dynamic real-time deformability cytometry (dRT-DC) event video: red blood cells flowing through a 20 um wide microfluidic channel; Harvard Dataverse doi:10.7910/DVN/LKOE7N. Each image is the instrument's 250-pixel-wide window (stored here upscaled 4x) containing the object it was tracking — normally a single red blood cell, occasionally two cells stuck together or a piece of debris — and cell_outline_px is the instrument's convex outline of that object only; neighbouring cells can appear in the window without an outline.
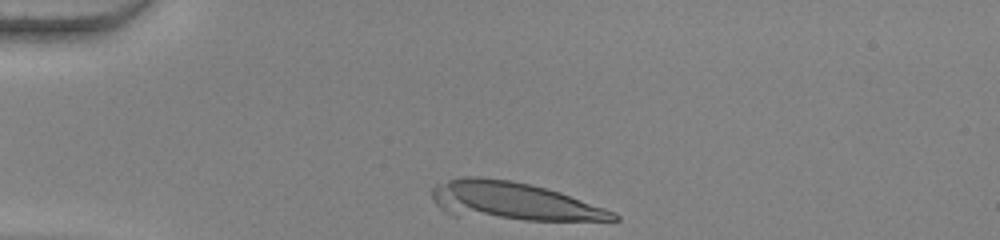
{"species": "human", "species_latin": "Homo sapiens", "temperature_condition": "warm", "stored_images_in_passage": 7, "camera_frame_rate_fps": 3000, "um_per_image_px": 0.085, "donor": {"sex": "female"}, "frame": {"image": 1, "passage_image": 1, "time_ms": 0.0, "image_size_px": [1000, 240], "cell_outline_px": [[620, 220], [524, 220], [456, 216], [444, 212], [432, 200], [432, 188], [436, 184], [448, 180], [464, 176], [480, 176], [512, 180], [560, 192], [616, 212], [620, 216]], "centroid_in_image_um": [43.56, 17.1], "position_along_channel_um": 41.4, "area_um2": 40.46}}
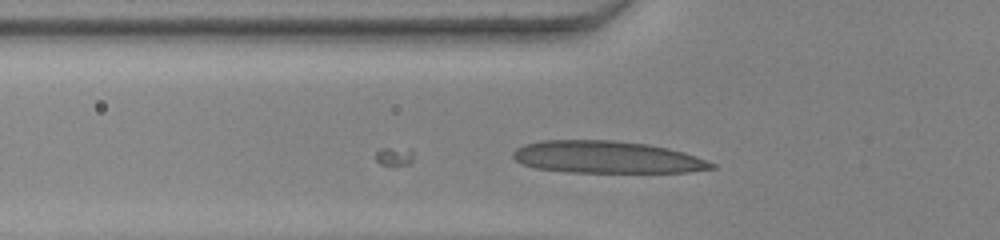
{"frame": {"image": 2, "passage_image": 7, "time_ms": 2.0, "image_size_px": [1000, 240], "cell_outline_px": [[716, 168], [688, 172], [568, 172], [536, 168], [524, 164], [516, 160], [512, 156], [512, 152], [516, 148], [524, 144], [540, 140], [612, 140], [648, 144], [668, 148], [684, 152], [716, 164]], "centroid_in_image_um": [51.56, 13.35], "position_along_channel_um": 74.2, "area_um2": 37.22}}